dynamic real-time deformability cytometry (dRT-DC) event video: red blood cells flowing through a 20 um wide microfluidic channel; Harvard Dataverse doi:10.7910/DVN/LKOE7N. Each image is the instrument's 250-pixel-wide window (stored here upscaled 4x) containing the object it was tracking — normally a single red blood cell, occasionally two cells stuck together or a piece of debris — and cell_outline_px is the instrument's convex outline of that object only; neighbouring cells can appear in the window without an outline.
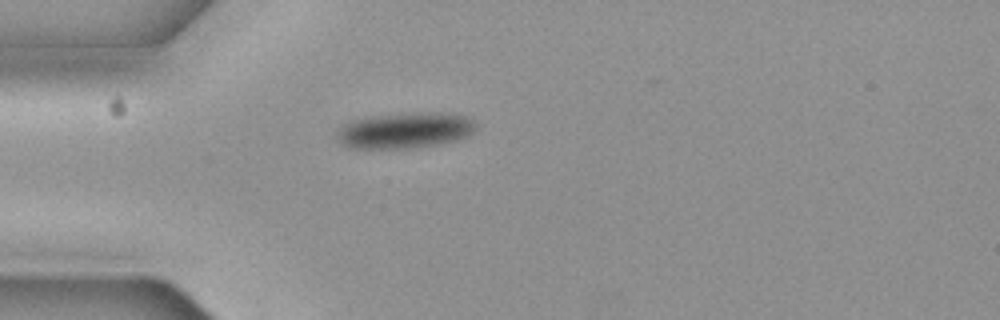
{"species": "common noctule bat (a hibernating species)", "species_latin": "Nyctalus noctula", "temperature_condition": "cold", "stored_images_in_passage": 2, "camera_frame_rate_fps": 3000, "um_per_image_px": 0.085, "animal": {"sex": "female", "body_mass_g": 19.3, "forearm_length_mm": 54.1}, "frame": {"image": 1, "passage_image": 1, "time_ms": 0.0, "image_size_px": [1000, 320], "cell_outline_px": [[476, 128], [472, 132], [464, 136], [452, 140], [428, 144], [400, 148], [348, 148], [340, 144], [336, 140], [336, 132], [344, 124], [352, 120], [364, 116], [412, 112], [452, 112], [468, 116], [476, 124]], "centroid_in_image_um": [34.34, 11.03], "position_along_channel_um": 50.7, "area_um2": 29.07}}